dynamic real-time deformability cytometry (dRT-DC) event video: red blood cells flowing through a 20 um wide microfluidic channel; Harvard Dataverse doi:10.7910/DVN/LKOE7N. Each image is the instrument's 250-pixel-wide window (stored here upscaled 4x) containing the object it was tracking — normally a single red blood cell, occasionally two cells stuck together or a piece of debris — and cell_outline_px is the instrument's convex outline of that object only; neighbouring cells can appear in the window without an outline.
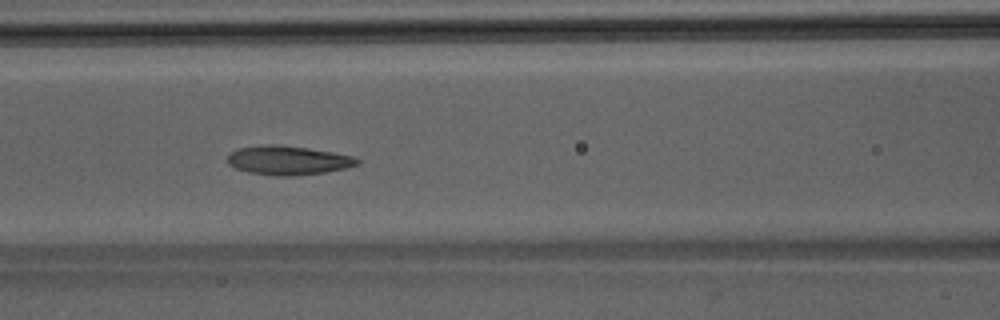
{"species": "Egyptian fruit bat (a non-hibernating species)", "species_latin": "Rousettus aegyptiacus", "temperature_condition": "room temperature", "stored_images_in_passage": 48, "camera_frame_rate_fps": 3000, "um_per_image_px": 0.085, "animal": {"sex": "male"}, "frame": {"image": 1, "passage_image": 21, "time_ms": 6.667, "image_size_px": [1000, 320], "cell_outline_px": [[360, 164], [348, 168], [324, 172], [292, 176], [276, 176], [248, 172], [236, 168], [228, 164], [228, 156], [232, 152], [240, 148], [268, 144], [280, 144], [308, 148], [332, 152], [352, 156], [360, 160]], "centroid_in_image_um": [24.52, 13.63], "position_along_channel_um": 142.1, "area_um2": 21.91}}
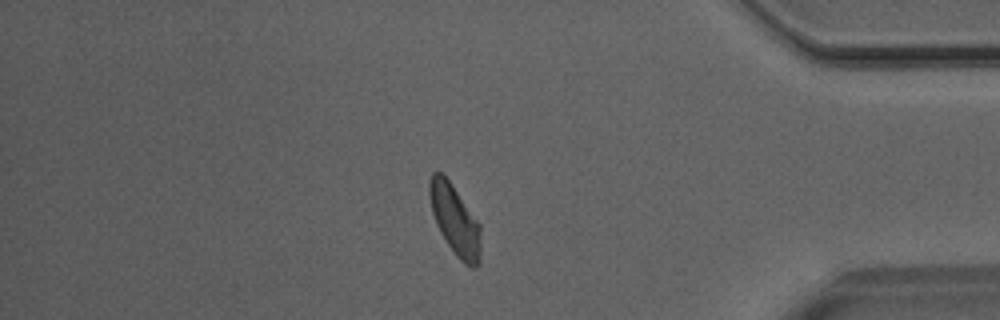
{"frame": {"image": 2, "passage_image": 41, "time_ms": 13.333, "image_size_px": [1000, 320], "cell_outline_px": [[480, 264], [476, 268], [472, 268], [464, 264], [456, 256], [440, 232], [436, 224], [432, 212], [428, 192], [428, 180], [432, 172], [440, 172], [448, 180], [480, 224]], "centroid_in_image_um": [38.66, 18.73], "position_along_channel_um": 396.5, "area_um2": 20.87}}
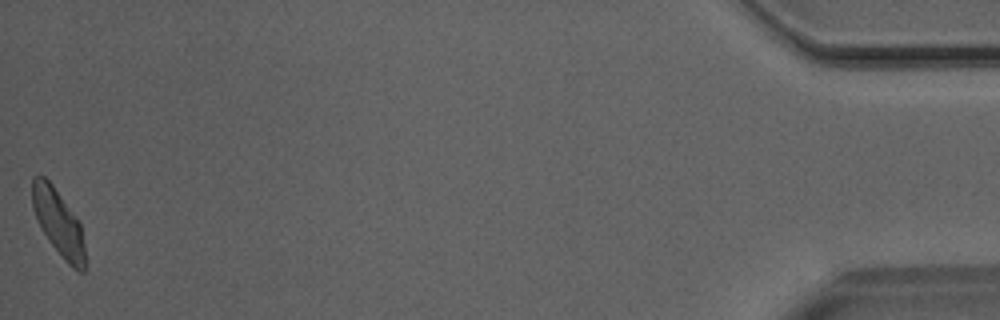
{"frame": {"image": 3, "passage_image": 48, "time_ms": 15.667, "image_size_px": [1000, 320], "cell_outline_px": [[84, 272], [76, 272], [64, 260], [52, 244], [44, 232], [32, 208], [32, 176], [44, 176], [52, 184], [80, 220], [84, 244]], "centroid_in_image_um": [4.98, 18.91], "position_along_channel_um": 430.2, "area_um2": 20.23}}